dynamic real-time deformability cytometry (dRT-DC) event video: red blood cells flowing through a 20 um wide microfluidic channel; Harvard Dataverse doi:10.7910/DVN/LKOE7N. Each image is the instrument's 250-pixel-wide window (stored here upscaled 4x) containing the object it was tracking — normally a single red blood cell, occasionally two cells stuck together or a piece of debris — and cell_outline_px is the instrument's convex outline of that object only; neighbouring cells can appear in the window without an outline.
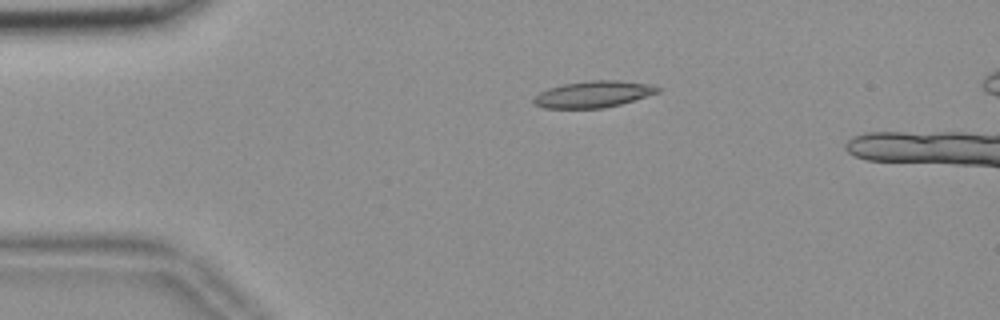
{"species": "common noctule bat (a hibernating species)", "species_latin": "Nyctalus noctula", "temperature_condition": "room temperature", "stored_images_in_passage": 6, "camera_frame_rate_fps": 3000, "um_per_image_px": 0.085, "animal": {"sex": "female", "body_mass_g": 18.4}, "frame": {"image": 1, "passage_image": 1, "time_ms": 0.0, "image_size_px": [1000, 320], "cell_outline_px": [[660, 92], [620, 104], [604, 108], [544, 108], [536, 104], [532, 100], [540, 92], [548, 88], [564, 84], [588, 80], [616, 80], [652, 84], [660, 88]], "centroid_in_image_um": [50.45, 8.0], "position_along_channel_um": 34.5, "area_um2": 19.07}}